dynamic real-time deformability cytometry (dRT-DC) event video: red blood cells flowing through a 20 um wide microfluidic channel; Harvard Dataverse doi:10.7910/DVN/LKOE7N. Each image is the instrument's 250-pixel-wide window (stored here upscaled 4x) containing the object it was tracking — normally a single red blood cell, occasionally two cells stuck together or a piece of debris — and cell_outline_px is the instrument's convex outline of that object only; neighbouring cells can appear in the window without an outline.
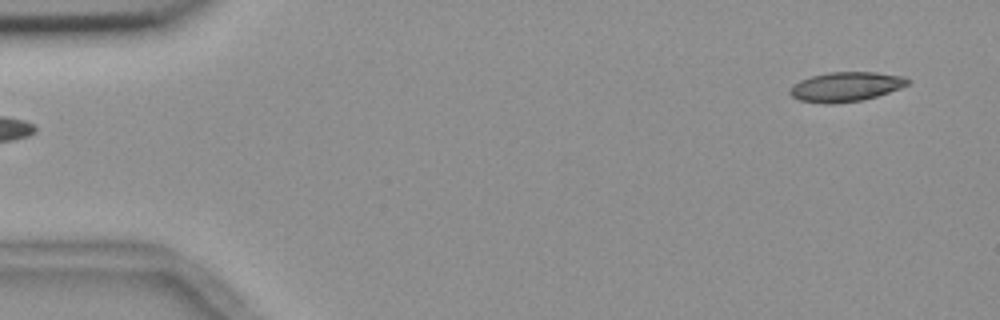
{"species": "common noctule bat (a hibernating species)", "species_latin": "Nyctalus noctula", "temperature_condition": "room temperature", "stored_images_in_passage": 52, "camera_frame_rate_fps": 3000, "um_per_image_px": 0.085, "animal": {"sex": "female", "body_mass_g": 18.4}, "frame": {"image": 1, "passage_image": 1, "time_ms": 0.0, "image_size_px": [1000, 320], "cell_outline_px": [[908, 84], [900, 88], [876, 96], [860, 100], [836, 104], [824, 104], [800, 100], [792, 96], [788, 92], [792, 84], [800, 80], [812, 76], [828, 72], [876, 72], [904, 76], [908, 80]], "centroid_in_image_um": [71.85, 7.37], "position_along_channel_um": 13.1, "area_um2": 20.23}}
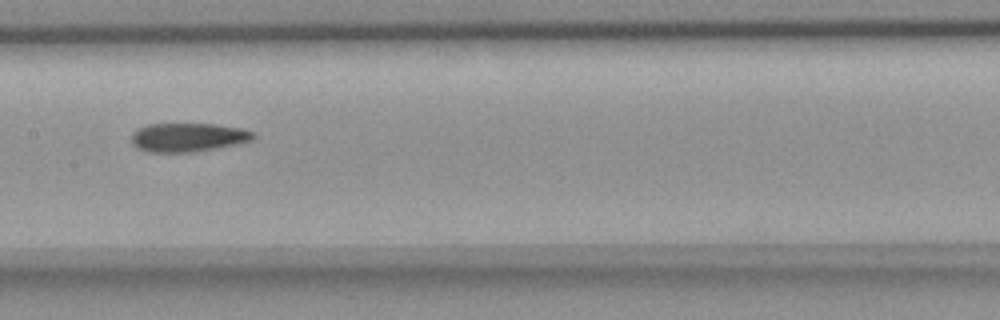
{"frame": {"image": 2, "passage_image": 25, "time_ms": 8.0, "image_size_px": [1000, 320], "cell_outline_px": [[256, 136], [252, 140], [212, 148], [188, 152], [152, 152], [140, 148], [132, 144], [132, 132], [136, 128], [148, 124], [216, 124], [240, 128], [252, 132]], "centroid_in_image_um": [15.93, 11.65], "position_along_channel_um": 191.5, "area_um2": 20.0}}
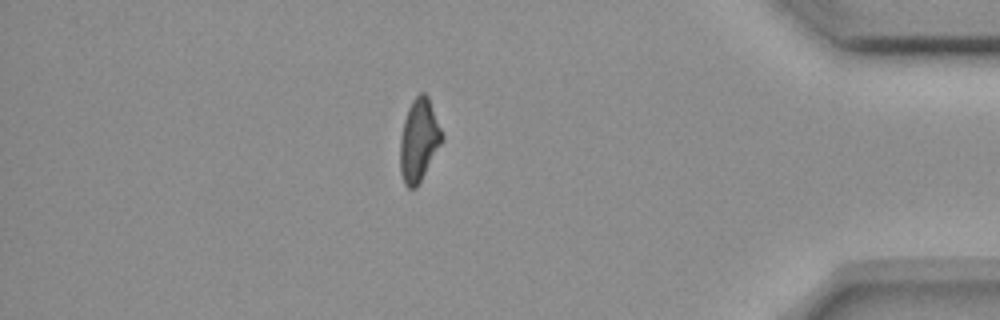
{"frame": {"image": 3, "passage_image": 45, "time_ms": 14.667, "image_size_px": [1000, 320], "cell_outline_px": [[444, 140], [416, 188], [408, 188], [404, 184], [400, 172], [400, 136], [404, 120], [408, 108], [412, 100], [420, 92], [424, 92], [428, 96], [444, 136]], "centroid_in_image_um": [35.61, 11.92], "position_along_channel_um": 399.6, "area_um2": 20.23}, "authors_computed_cell_mechanics": {"area_um2": 20.808, "velocity_mm_per_s": 3.6775, "shape_relaxation_time_tau1_ms": null, "shape_relaxation_time_tau2_ms": 5.4757, "deformation_change_tau1": null, "deformation_change_tau2": 0.1252}}